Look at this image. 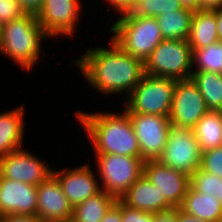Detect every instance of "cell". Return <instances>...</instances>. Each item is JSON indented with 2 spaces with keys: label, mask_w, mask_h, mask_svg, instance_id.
I'll list each match as a JSON object with an SVG mask.
<instances>
[{
  "label": "cell",
  "mask_w": 222,
  "mask_h": 222,
  "mask_svg": "<svg viewBox=\"0 0 222 222\" xmlns=\"http://www.w3.org/2000/svg\"><path fill=\"white\" fill-rule=\"evenodd\" d=\"M109 41L107 48H89L73 63L93 89L109 97L122 93L127 98L145 75L144 62Z\"/></svg>",
  "instance_id": "obj_1"
},
{
  "label": "cell",
  "mask_w": 222,
  "mask_h": 222,
  "mask_svg": "<svg viewBox=\"0 0 222 222\" xmlns=\"http://www.w3.org/2000/svg\"><path fill=\"white\" fill-rule=\"evenodd\" d=\"M75 111V117L84 128L93 145V154H119L141 157L137 137L127 112ZM95 152V153H94Z\"/></svg>",
  "instance_id": "obj_2"
},
{
  "label": "cell",
  "mask_w": 222,
  "mask_h": 222,
  "mask_svg": "<svg viewBox=\"0 0 222 222\" xmlns=\"http://www.w3.org/2000/svg\"><path fill=\"white\" fill-rule=\"evenodd\" d=\"M49 37L36 15L25 13L1 25L0 54L9 57L20 68L30 72L42 54L43 40Z\"/></svg>",
  "instance_id": "obj_3"
},
{
  "label": "cell",
  "mask_w": 222,
  "mask_h": 222,
  "mask_svg": "<svg viewBox=\"0 0 222 222\" xmlns=\"http://www.w3.org/2000/svg\"><path fill=\"white\" fill-rule=\"evenodd\" d=\"M118 17L109 28L111 40L125 53L145 62L163 40L156 18L134 15L131 11L121 13Z\"/></svg>",
  "instance_id": "obj_4"
},
{
  "label": "cell",
  "mask_w": 222,
  "mask_h": 222,
  "mask_svg": "<svg viewBox=\"0 0 222 222\" xmlns=\"http://www.w3.org/2000/svg\"><path fill=\"white\" fill-rule=\"evenodd\" d=\"M192 56L187 40L163 39L145 60V74L176 80L190 79Z\"/></svg>",
  "instance_id": "obj_5"
},
{
  "label": "cell",
  "mask_w": 222,
  "mask_h": 222,
  "mask_svg": "<svg viewBox=\"0 0 222 222\" xmlns=\"http://www.w3.org/2000/svg\"><path fill=\"white\" fill-rule=\"evenodd\" d=\"M177 80L145 74L125 99L127 113L169 116Z\"/></svg>",
  "instance_id": "obj_6"
},
{
  "label": "cell",
  "mask_w": 222,
  "mask_h": 222,
  "mask_svg": "<svg viewBox=\"0 0 222 222\" xmlns=\"http://www.w3.org/2000/svg\"><path fill=\"white\" fill-rule=\"evenodd\" d=\"M101 190L120 199L143 174L144 160L136 156L94 154Z\"/></svg>",
  "instance_id": "obj_7"
},
{
  "label": "cell",
  "mask_w": 222,
  "mask_h": 222,
  "mask_svg": "<svg viewBox=\"0 0 222 222\" xmlns=\"http://www.w3.org/2000/svg\"><path fill=\"white\" fill-rule=\"evenodd\" d=\"M201 157L202 151L193 129L170 124L168 140L158 160L168 167L191 176L200 168Z\"/></svg>",
  "instance_id": "obj_8"
},
{
  "label": "cell",
  "mask_w": 222,
  "mask_h": 222,
  "mask_svg": "<svg viewBox=\"0 0 222 222\" xmlns=\"http://www.w3.org/2000/svg\"><path fill=\"white\" fill-rule=\"evenodd\" d=\"M137 137L141 158L158 160L163 154L169 136V116L127 113Z\"/></svg>",
  "instance_id": "obj_9"
},
{
  "label": "cell",
  "mask_w": 222,
  "mask_h": 222,
  "mask_svg": "<svg viewBox=\"0 0 222 222\" xmlns=\"http://www.w3.org/2000/svg\"><path fill=\"white\" fill-rule=\"evenodd\" d=\"M82 5L80 0H44L36 18L49 39L73 38L82 16Z\"/></svg>",
  "instance_id": "obj_10"
},
{
  "label": "cell",
  "mask_w": 222,
  "mask_h": 222,
  "mask_svg": "<svg viewBox=\"0 0 222 222\" xmlns=\"http://www.w3.org/2000/svg\"><path fill=\"white\" fill-rule=\"evenodd\" d=\"M24 147L0 157V175L34 186L45 181L53 169L45 161Z\"/></svg>",
  "instance_id": "obj_11"
},
{
  "label": "cell",
  "mask_w": 222,
  "mask_h": 222,
  "mask_svg": "<svg viewBox=\"0 0 222 222\" xmlns=\"http://www.w3.org/2000/svg\"><path fill=\"white\" fill-rule=\"evenodd\" d=\"M208 108L205 100L191 79L177 80L169 114L170 124L193 129Z\"/></svg>",
  "instance_id": "obj_12"
},
{
  "label": "cell",
  "mask_w": 222,
  "mask_h": 222,
  "mask_svg": "<svg viewBox=\"0 0 222 222\" xmlns=\"http://www.w3.org/2000/svg\"><path fill=\"white\" fill-rule=\"evenodd\" d=\"M143 174L157 186L161 196L175 208H179L190 186V176L177 171L159 160L144 161Z\"/></svg>",
  "instance_id": "obj_13"
},
{
  "label": "cell",
  "mask_w": 222,
  "mask_h": 222,
  "mask_svg": "<svg viewBox=\"0 0 222 222\" xmlns=\"http://www.w3.org/2000/svg\"><path fill=\"white\" fill-rule=\"evenodd\" d=\"M90 167L89 164L84 163L79 167L74 166L69 169H53L52 174L58 179L62 191L72 207L101 191L98 175Z\"/></svg>",
  "instance_id": "obj_14"
},
{
  "label": "cell",
  "mask_w": 222,
  "mask_h": 222,
  "mask_svg": "<svg viewBox=\"0 0 222 222\" xmlns=\"http://www.w3.org/2000/svg\"><path fill=\"white\" fill-rule=\"evenodd\" d=\"M37 187V213L41 222H70L73 207L64 195L58 179L51 174Z\"/></svg>",
  "instance_id": "obj_15"
},
{
  "label": "cell",
  "mask_w": 222,
  "mask_h": 222,
  "mask_svg": "<svg viewBox=\"0 0 222 222\" xmlns=\"http://www.w3.org/2000/svg\"><path fill=\"white\" fill-rule=\"evenodd\" d=\"M37 187L0 175V217L8 214L36 216Z\"/></svg>",
  "instance_id": "obj_16"
},
{
  "label": "cell",
  "mask_w": 222,
  "mask_h": 222,
  "mask_svg": "<svg viewBox=\"0 0 222 222\" xmlns=\"http://www.w3.org/2000/svg\"><path fill=\"white\" fill-rule=\"evenodd\" d=\"M130 208L144 212L156 213L172 206L165 200L144 174H142L120 198Z\"/></svg>",
  "instance_id": "obj_17"
},
{
  "label": "cell",
  "mask_w": 222,
  "mask_h": 222,
  "mask_svg": "<svg viewBox=\"0 0 222 222\" xmlns=\"http://www.w3.org/2000/svg\"><path fill=\"white\" fill-rule=\"evenodd\" d=\"M25 108L19 105L13 110L0 112V157L22 148L25 132Z\"/></svg>",
  "instance_id": "obj_18"
},
{
  "label": "cell",
  "mask_w": 222,
  "mask_h": 222,
  "mask_svg": "<svg viewBox=\"0 0 222 222\" xmlns=\"http://www.w3.org/2000/svg\"><path fill=\"white\" fill-rule=\"evenodd\" d=\"M183 212L207 222H217L222 218V202L214 195L199 193L191 186L179 207Z\"/></svg>",
  "instance_id": "obj_19"
},
{
  "label": "cell",
  "mask_w": 222,
  "mask_h": 222,
  "mask_svg": "<svg viewBox=\"0 0 222 222\" xmlns=\"http://www.w3.org/2000/svg\"><path fill=\"white\" fill-rule=\"evenodd\" d=\"M187 41L192 52L218 41L216 10L194 11Z\"/></svg>",
  "instance_id": "obj_20"
},
{
  "label": "cell",
  "mask_w": 222,
  "mask_h": 222,
  "mask_svg": "<svg viewBox=\"0 0 222 222\" xmlns=\"http://www.w3.org/2000/svg\"><path fill=\"white\" fill-rule=\"evenodd\" d=\"M193 132L202 152L222 146V111L208 110Z\"/></svg>",
  "instance_id": "obj_21"
},
{
  "label": "cell",
  "mask_w": 222,
  "mask_h": 222,
  "mask_svg": "<svg viewBox=\"0 0 222 222\" xmlns=\"http://www.w3.org/2000/svg\"><path fill=\"white\" fill-rule=\"evenodd\" d=\"M117 201V199L101 190L83 201L81 204L73 207L70 222H101L108 209Z\"/></svg>",
  "instance_id": "obj_22"
},
{
  "label": "cell",
  "mask_w": 222,
  "mask_h": 222,
  "mask_svg": "<svg viewBox=\"0 0 222 222\" xmlns=\"http://www.w3.org/2000/svg\"><path fill=\"white\" fill-rule=\"evenodd\" d=\"M194 12L182 8L156 17L163 39L187 40Z\"/></svg>",
  "instance_id": "obj_23"
},
{
  "label": "cell",
  "mask_w": 222,
  "mask_h": 222,
  "mask_svg": "<svg viewBox=\"0 0 222 222\" xmlns=\"http://www.w3.org/2000/svg\"><path fill=\"white\" fill-rule=\"evenodd\" d=\"M190 79L202 94L208 110L222 111V74L192 71Z\"/></svg>",
  "instance_id": "obj_24"
},
{
  "label": "cell",
  "mask_w": 222,
  "mask_h": 222,
  "mask_svg": "<svg viewBox=\"0 0 222 222\" xmlns=\"http://www.w3.org/2000/svg\"><path fill=\"white\" fill-rule=\"evenodd\" d=\"M192 71L222 74V42L196 49L192 56Z\"/></svg>",
  "instance_id": "obj_25"
},
{
  "label": "cell",
  "mask_w": 222,
  "mask_h": 222,
  "mask_svg": "<svg viewBox=\"0 0 222 222\" xmlns=\"http://www.w3.org/2000/svg\"><path fill=\"white\" fill-rule=\"evenodd\" d=\"M182 8L178 0H137L130 11L134 15L156 18Z\"/></svg>",
  "instance_id": "obj_26"
},
{
  "label": "cell",
  "mask_w": 222,
  "mask_h": 222,
  "mask_svg": "<svg viewBox=\"0 0 222 222\" xmlns=\"http://www.w3.org/2000/svg\"><path fill=\"white\" fill-rule=\"evenodd\" d=\"M190 186L199 193L214 195L222 202V178L209 172L198 170L190 176Z\"/></svg>",
  "instance_id": "obj_27"
},
{
  "label": "cell",
  "mask_w": 222,
  "mask_h": 222,
  "mask_svg": "<svg viewBox=\"0 0 222 222\" xmlns=\"http://www.w3.org/2000/svg\"><path fill=\"white\" fill-rule=\"evenodd\" d=\"M200 169L222 178V146L202 152Z\"/></svg>",
  "instance_id": "obj_28"
},
{
  "label": "cell",
  "mask_w": 222,
  "mask_h": 222,
  "mask_svg": "<svg viewBox=\"0 0 222 222\" xmlns=\"http://www.w3.org/2000/svg\"><path fill=\"white\" fill-rule=\"evenodd\" d=\"M25 14L18 0H0V25L19 18Z\"/></svg>",
  "instance_id": "obj_29"
},
{
  "label": "cell",
  "mask_w": 222,
  "mask_h": 222,
  "mask_svg": "<svg viewBox=\"0 0 222 222\" xmlns=\"http://www.w3.org/2000/svg\"><path fill=\"white\" fill-rule=\"evenodd\" d=\"M122 222H154V213L130 208L121 201Z\"/></svg>",
  "instance_id": "obj_30"
},
{
  "label": "cell",
  "mask_w": 222,
  "mask_h": 222,
  "mask_svg": "<svg viewBox=\"0 0 222 222\" xmlns=\"http://www.w3.org/2000/svg\"><path fill=\"white\" fill-rule=\"evenodd\" d=\"M101 222H122L120 199H117V201L108 209Z\"/></svg>",
  "instance_id": "obj_31"
},
{
  "label": "cell",
  "mask_w": 222,
  "mask_h": 222,
  "mask_svg": "<svg viewBox=\"0 0 222 222\" xmlns=\"http://www.w3.org/2000/svg\"><path fill=\"white\" fill-rule=\"evenodd\" d=\"M154 222H177V208L172 207L154 213Z\"/></svg>",
  "instance_id": "obj_32"
},
{
  "label": "cell",
  "mask_w": 222,
  "mask_h": 222,
  "mask_svg": "<svg viewBox=\"0 0 222 222\" xmlns=\"http://www.w3.org/2000/svg\"><path fill=\"white\" fill-rule=\"evenodd\" d=\"M107 2L109 5L108 10L112 8V10L118 14L128 12L132 8V0H106L105 4H107Z\"/></svg>",
  "instance_id": "obj_33"
},
{
  "label": "cell",
  "mask_w": 222,
  "mask_h": 222,
  "mask_svg": "<svg viewBox=\"0 0 222 222\" xmlns=\"http://www.w3.org/2000/svg\"><path fill=\"white\" fill-rule=\"evenodd\" d=\"M18 2L25 13L37 15L44 0H18Z\"/></svg>",
  "instance_id": "obj_34"
},
{
  "label": "cell",
  "mask_w": 222,
  "mask_h": 222,
  "mask_svg": "<svg viewBox=\"0 0 222 222\" xmlns=\"http://www.w3.org/2000/svg\"><path fill=\"white\" fill-rule=\"evenodd\" d=\"M0 222H41L37 216L8 214L0 217Z\"/></svg>",
  "instance_id": "obj_35"
},
{
  "label": "cell",
  "mask_w": 222,
  "mask_h": 222,
  "mask_svg": "<svg viewBox=\"0 0 222 222\" xmlns=\"http://www.w3.org/2000/svg\"><path fill=\"white\" fill-rule=\"evenodd\" d=\"M222 7V0H198V10H216Z\"/></svg>",
  "instance_id": "obj_36"
},
{
  "label": "cell",
  "mask_w": 222,
  "mask_h": 222,
  "mask_svg": "<svg viewBox=\"0 0 222 222\" xmlns=\"http://www.w3.org/2000/svg\"><path fill=\"white\" fill-rule=\"evenodd\" d=\"M177 222H207L193 215L183 212L180 208H177Z\"/></svg>",
  "instance_id": "obj_37"
},
{
  "label": "cell",
  "mask_w": 222,
  "mask_h": 222,
  "mask_svg": "<svg viewBox=\"0 0 222 222\" xmlns=\"http://www.w3.org/2000/svg\"><path fill=\"white\" fill-rule=\"evenodd\" d=\"M216 24H217L218 41L222 42V7L216 9Z\"/></svg>",
  "instance_id": "obj_38"
},
{
  "label": "cell",
  "mask_w": 222,
  "mask_h": 222,
  "mask_svg": "<svg viewBox=\"0 0 222 222\" xmlns=\"http://www.w3.org/2000/svg\"><path fill=\"white\" fill-rule=\"evenodd\" d=\"M183 8L189 9L191 11L198 10V0H178Z\"/></svg>",
  "instance_id": "obj_39"
},
{
  "label": "cell",
  "mask_w": 222,
  "mask_h": 222,
  "mask_svg": "<svg viewBox=\"0 0 222 222\" xmlns=\"http://www.w3.org/2000/svg\"><path fill=\"white\" fill-rule=\"evenodd\" d=\"M137 0H132V7H133V5H134V3L136 2Z\"/></svg>",
  "instance_id": "obj_40"
}]
</instances>
